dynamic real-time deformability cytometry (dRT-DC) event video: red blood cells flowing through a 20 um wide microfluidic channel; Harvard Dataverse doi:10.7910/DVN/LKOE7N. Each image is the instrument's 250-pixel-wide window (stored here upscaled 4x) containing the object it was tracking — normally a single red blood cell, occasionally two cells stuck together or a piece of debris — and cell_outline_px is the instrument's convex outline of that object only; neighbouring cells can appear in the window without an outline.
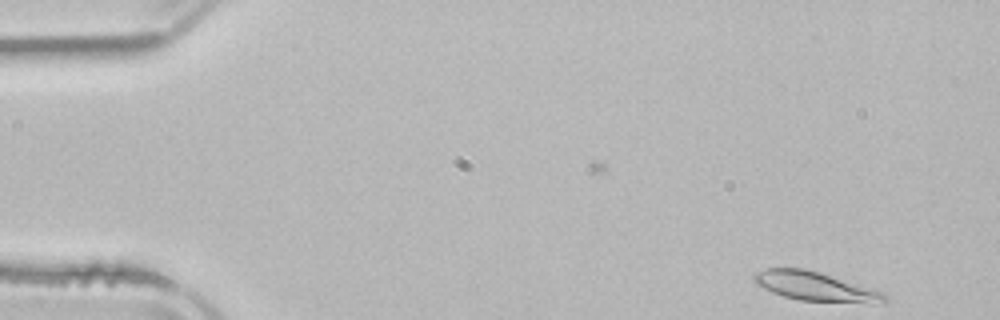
{"species": "common noctule bat (a hibernating species)", "species_latin": "Nyctalus noctula", "temperature_condition": "room temperature", "stored_images_in_passage": 4, "camera_frame_rate_fps": 3000, "um_per_image_px": 0.085, "animal": {"sex": "male", "body_mass_g": 21.5, "forearm_length_mm": 52.0}, "frame": {"image": 1, "passage_image": 1, "time_ms": 0.0, "image_size_px": [1000, 320], "cell_outline_px": [[888, 300], [872, 304], [800, 300], [784, 296], [772, 292], [756, 284], [752, 280], [752, 276], [756, 272], [768, 268], [804, 268], [820, 272], [884, 292], [888, 296]], "centroid_in_image_um": [69.33, 24.35], "position_along_channel_um": 15.7, "area_um2": 22.25}}